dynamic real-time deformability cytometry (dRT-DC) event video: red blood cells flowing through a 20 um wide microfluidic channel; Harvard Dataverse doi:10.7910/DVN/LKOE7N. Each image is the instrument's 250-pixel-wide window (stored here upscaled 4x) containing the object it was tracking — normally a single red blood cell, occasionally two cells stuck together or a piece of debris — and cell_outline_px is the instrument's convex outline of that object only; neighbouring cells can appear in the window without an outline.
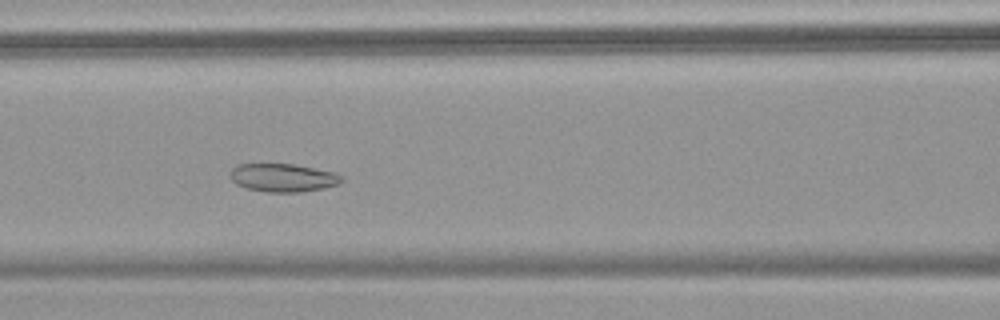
{"species": "common noctule bat (a hibernating species)", "species_latin": "Nyctalus noctula", "temperature_condition": "warm", "stored_images_in_passage": 52, "camera_frame_rate_fps": 3000, "um_per_image_px": 0.085, "animal": {"sex": "female", "body_mass_g": 18.4}, "frame": {"image": 1, "passage_image": 21, "time_ms": 6.667, "image_size_px": [1000, 320], "cell_outline_px": [[344, 180], [336, 184], [324, 188], [304, 192], [264, 192], [248, 188], [236, 184], [232, 180], [232, 168], [236, 164], [292, 164], [336, 172], [344, 176]], "centroid_in_image_um": [24.1, 15.11], "position_along_channel_um": 142.5, "area_um2": 18.32}}
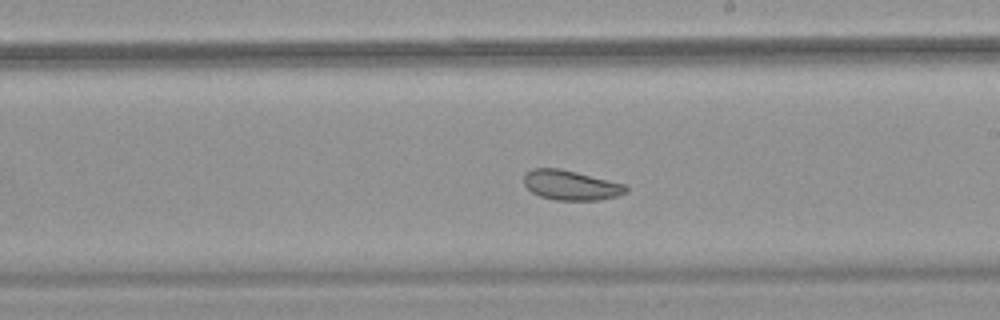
{"frame": {"image": 2, "passage_image": 29, "time_ms": 9.333, "image_size_px": [1000, 320], "cell_outline_px": [[628, 192], [616, 196], [600, 200], [556, 200], [540, 196], [532, 192], [524, 184], [524, 172], [532, 168], [560, 168], [624, 184], [628, 188]], "centroid_in_image_um": [48.5, 15.74], "position_along_channel_um": 240.5, "area_um2": 17.69}}
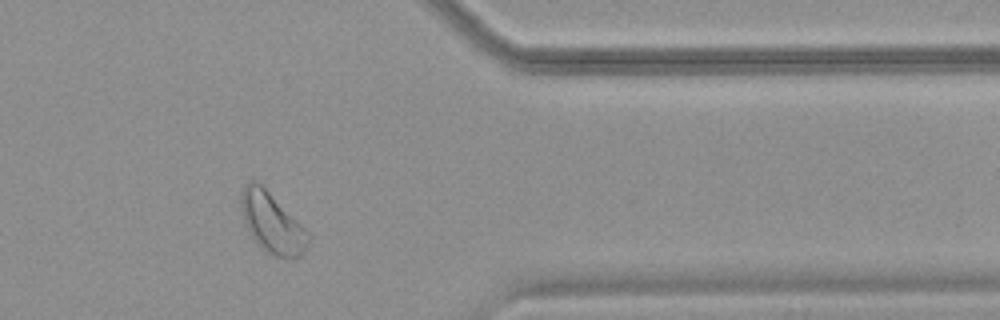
{"frame": {"image": 3, "passage_image": 42, "time_ms": 13.667, "image_size_px": [1000, 320], "cell_outline_px": [[308, 240], [304, 252], [296, 256], [276, 256], [268, 252], [252, 236], [244, 224], [240, 204], [240, 196], [244, 188], [252, 180], [256, 180], [308, 232]], "centroid_in_image_um": [23.07, 18.92], "position_along_channel_um": 388.3, "area_um2": 22.37}, "authors_computed_cell_mechanics": {"area_um2": 22.2241, "velocity_mm_per_s": 3.6925, "shape_relaxation_time_tau1_ms": null, "shape_relaxation_time_tau2_ms": 3.491, "deformation_change_tau1": null, "deformation_change_tau2": 0.0881}}